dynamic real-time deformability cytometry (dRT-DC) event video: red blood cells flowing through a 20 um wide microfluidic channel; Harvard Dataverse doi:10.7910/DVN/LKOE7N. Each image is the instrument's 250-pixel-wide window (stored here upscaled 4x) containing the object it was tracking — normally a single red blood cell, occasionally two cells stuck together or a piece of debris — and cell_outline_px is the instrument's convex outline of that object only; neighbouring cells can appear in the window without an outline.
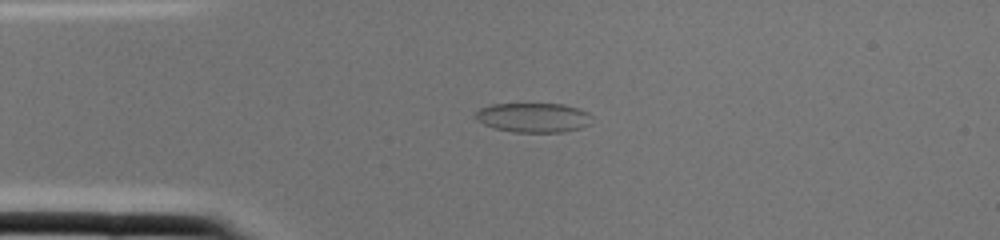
{"species": "common noctule bat (a hibernating species)", "species_latin": "Nyctalus noctula", "temperature_condition": "cold", "stored_images_in_passage": 1, "camera_frame_rate_fps": 3000, "um_per_image_px": 0.085, "animal": {"sex": "female", "body_mass_g": 22.0, "forearm_length_mm": 56.7}, "frame": {"image": 1, "passage_image": 1, "time_ms": 0.0, "image_size_px": [1000, 240], "cell_outline_px": [[592, 116], [588, 124], [580, 128], [564, 132], [512, 132], [492, 128], [476, 120], [472, 116], [480, 108], [492, 104], [564, 104], [588, 112]], "centroid_in_image_um": [45.28, 10.0], "position_along_channel_um": 39.7, "area_um2": 20.11}}